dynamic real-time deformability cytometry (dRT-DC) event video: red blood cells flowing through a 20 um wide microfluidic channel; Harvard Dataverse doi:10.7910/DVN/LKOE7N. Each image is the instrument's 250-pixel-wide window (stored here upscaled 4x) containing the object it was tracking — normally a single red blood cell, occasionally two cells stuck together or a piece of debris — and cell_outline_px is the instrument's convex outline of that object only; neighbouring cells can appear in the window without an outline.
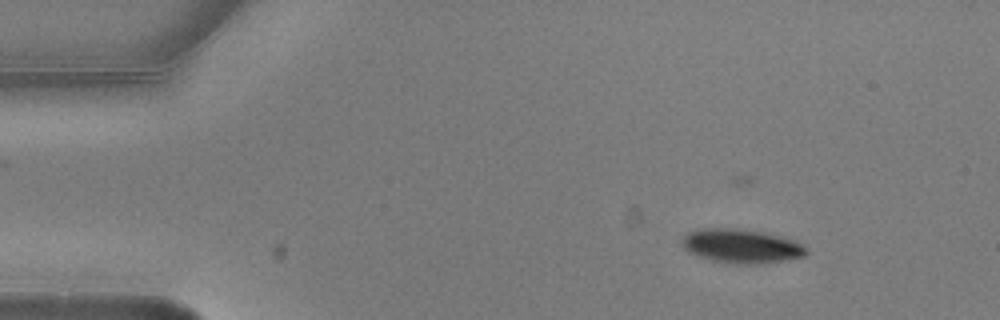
{"species": "common noctule bat (a hibernating species)", "species_latin": "Nyctalus noctula", "temperature_condition": "warm", "stored_images_in_passage": 8, "camera_frame_rate_fps": 3000, "um_per_image_px": 0.085, "animal": {"sex": "male", "body_mass_g": 20.5, "forearm_length_mm": 52.5}, "frame": {"image": 1, "passage_image": 2, "time_ms": 0.333, "image_size_px": [1000, 320], "cell_outline_px": [[808, 252], [804, 256], [788, 260], [764, 264], [744, 264], [712, 260], [688, 252], [680, 244], [680, 240], [688, 232], [696, 228], [736, 228], [764, 232], [784, 236], [796, 240], [808, 248]], "centroid_in_image_um": [63.05, 20.9], "position_along_channel_um": 22.0, "area_um2": 25.09}}
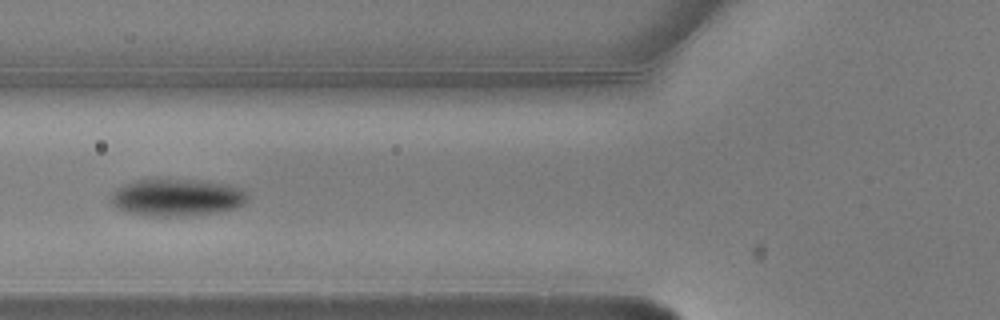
{"frame": {"image": 2, "passage_image": 6, "time_ms": 1.667, "image_size_px": [1000, 320], "cell_outline_px": [[248, 196], [244, 204], [236, 208], [220, 212], [188, 216], [148, 216], [124, 212], [116, 208], [112, 204], [112, 196], [120, 188], [136, 180], [180, 180], [216, 184], [240, 188]], "centroid_in_image_um": [15.02, 16.84], "position_along_channel_um": 110.8, "area_um2": 28.78}}
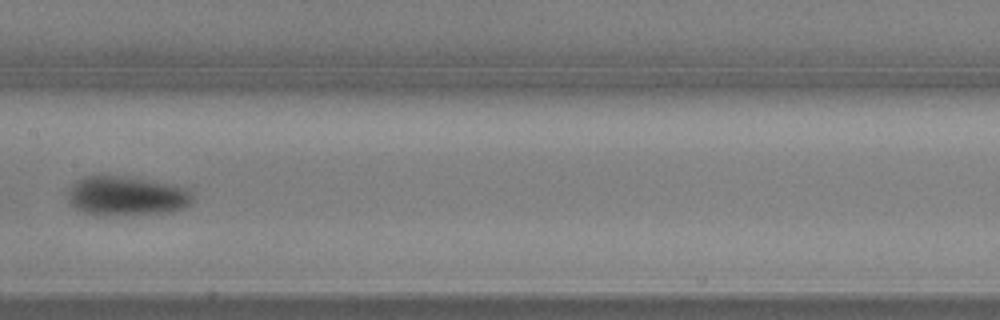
{"frame": {"image": 3, "passage_image": 8, "time_ms": 2.333, "image_size_px": [1000, 320], "cell_outline_px": [[192, 200], [184, 208], [172, 212], [108, 216], [96, 216], [84, 212], [68, 204], [68, 192], [72, 184], [76, 180], [84, 176], [120, 176], [152, 180], [172, 184], [188, 188], [192, 192]], "centroid_in_image_um": [10.74, 16.67], "position_along_channel_um": 196.7, "area_um2": 29.07}}